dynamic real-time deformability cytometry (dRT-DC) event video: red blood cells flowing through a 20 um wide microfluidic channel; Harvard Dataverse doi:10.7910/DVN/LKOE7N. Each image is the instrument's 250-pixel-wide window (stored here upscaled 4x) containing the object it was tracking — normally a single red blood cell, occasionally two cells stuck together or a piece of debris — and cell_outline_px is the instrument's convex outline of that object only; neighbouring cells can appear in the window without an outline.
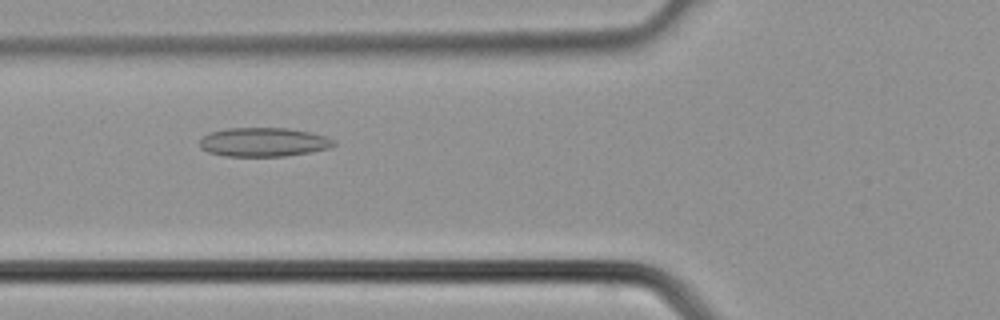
{"species": "common noctule bat (a hibernating species)", "species_latin": "Nyctalus noctula", "temperature_condition": "cold", "stored_images_in_passage": 27, "camera_frame_rate_fps": 3000, "um_per_image_px": 0.085, "animal": {"sex": "male", "body_mass_g": 21.5, "forearm_length_mm": 52.0}, "frame": {"image": 1, "passage_image": 4, "time_ms": 1.0, "image_size_px": [1000, 320], "cell_outline_px": [[336, 144], [328, 148], [308, 152], [284, 156], [224, 156], [208, 152], [200, 148], [200, 140], [208, 132], [228, 128], [288, 128], [308, 132], [324, 136], [336, 140]], "centroid_in_image_um": [22.37, 12.08], "position_along_channel_um": 103.4, "area_um2": 22.54}}
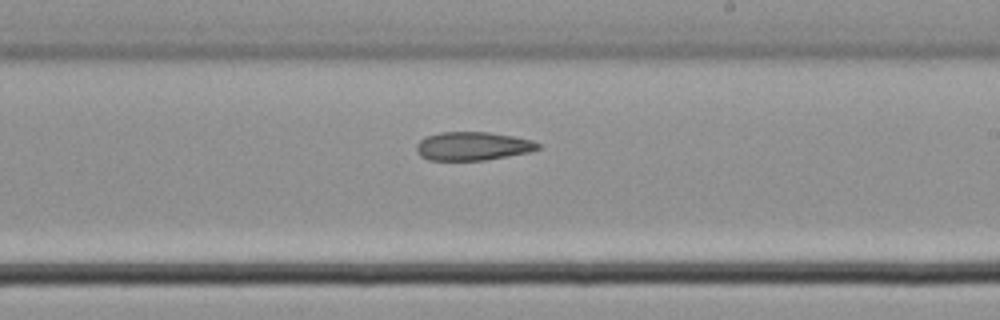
{"frame": {"image": 2, "passage_image": 12, "time_ms": 3.667, "image_size_px": [1000, 320], "cell_outline_px": [[540, 148], [532, 152], [484, 160], [428, 160], [420, 156], [416, 152], [416, 144], [420, 140], [428, 136], [440, 132], [488, 132], [512, 136], [532, 140], [540, 144]], "centroid_in_image_um": [40.18, 12.42], "position_along_channel_um": 248.8, "area_um2": 20.23}}
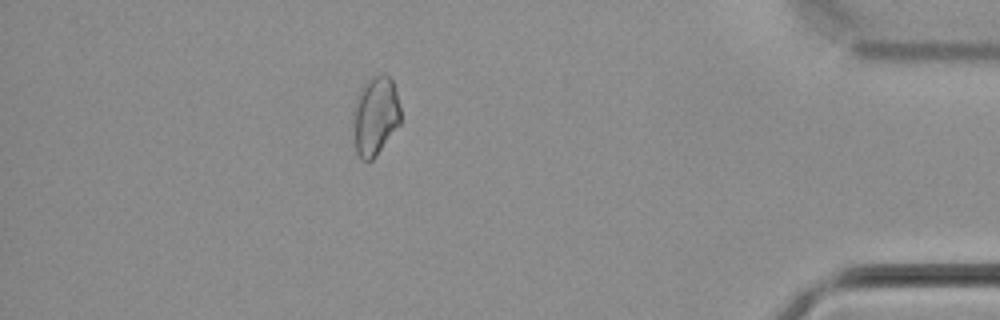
{"frame": {"image": 3, "passage_image": 23, "time_ms": 7.333, "image_size_px": [1000, 320], "cell_outline_px": [[400, 124], [376, 156], [372, 160], [364, 160], [356, 152], [352, 112], [360, 92], [364, 84], [372, 76], [388, 76], [392, 80], [396, 88], [400, 108]], "centroid_in_image_um": [31.91, 9.87], "position_along_channel_um": 403.3, "area_um2": 21.56}}